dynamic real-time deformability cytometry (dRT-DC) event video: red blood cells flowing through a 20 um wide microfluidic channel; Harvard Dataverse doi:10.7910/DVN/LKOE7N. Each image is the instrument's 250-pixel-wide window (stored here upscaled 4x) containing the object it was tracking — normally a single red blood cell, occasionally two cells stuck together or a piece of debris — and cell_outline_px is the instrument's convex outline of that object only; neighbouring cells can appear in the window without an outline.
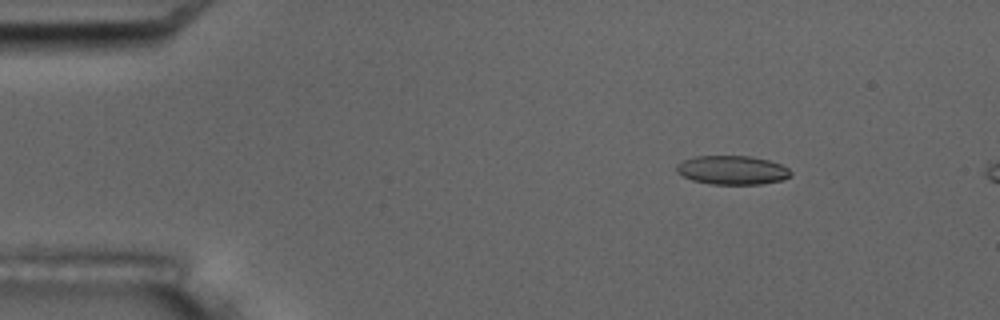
{"species": "common noctule bat (a hibernating species)", "species_latin": "Nyctalus noctula", "temperature_condition": "room temperature", "stored_images_in_passage": 5, "camera_frame_rate_fps": 3000, "um_per_image_px": 0.085, "animal": {"sex": "male", "body_mass_g": 17.5, "forearm_length_mm": 52.3}, "frame": {"image": 1, "passage_image": 3, "time_ms": 2.333, "image_size_px": [1000, 320], "cell_outline_px": [[792, 176], [784, 180], [760, 184], [712, 184], [692, 180], [676, 172], [676, 164], [684, 160], [696, 156], [752, 156], [768, 160], [780, 164], [788, 168], [792, 172]], "centroid_in_image_um": [62.26, 14.46], "position_along_channel_um": 22.7, "area_um2": 19.31}}